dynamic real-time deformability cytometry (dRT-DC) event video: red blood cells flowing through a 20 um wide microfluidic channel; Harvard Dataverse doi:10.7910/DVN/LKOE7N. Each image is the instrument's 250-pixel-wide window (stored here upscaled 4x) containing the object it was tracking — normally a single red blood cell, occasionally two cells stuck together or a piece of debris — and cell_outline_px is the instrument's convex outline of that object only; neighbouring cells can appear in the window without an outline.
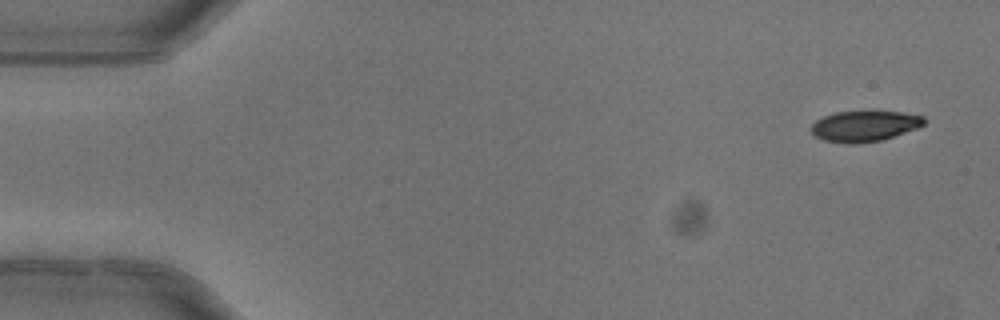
{"species": "common noctule bat (a hibernating species)", "species_latin": "Nyctalus noctula", "temperature_condition": "warm", "stored_images_in_passage": 5, "camera_frame_rate_fps": 3000, "um_per_image_px": 0.085, "animal": {"sex": "female"}, "frame": {"image": 1, "passage_image": 1, "time_ms": 0.0, "image_size_px": [1000, 320], "cell_outline_px": [[924, 124], [916, 128], [880, 140], [856, 144], [848, 144], [824, 140], [816, 136], [812, 132], [812, 124], [816, 120], [824, 116], [836, 112], [872, 108], [904, 112], [924, 116]], "centroid_in_image_um": [73.49, 10.66], "position_along_channel_um": 11.5, "area_um2": 20.81}}
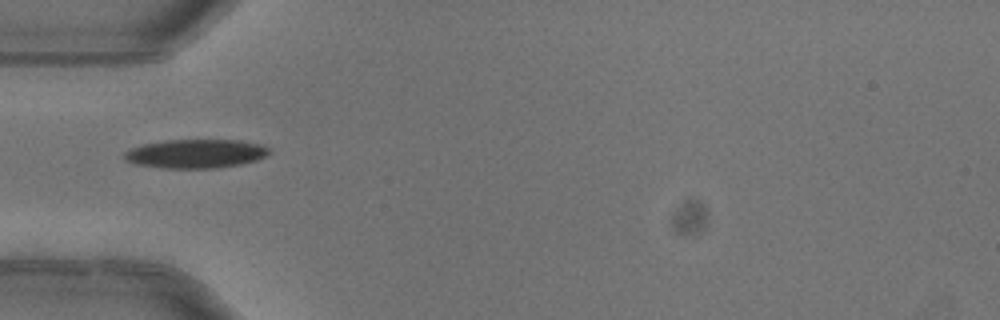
{"frame": {"image": 2, "passage_image": 4, "time_ms": 1.0, "image_size_px": [1000, 320], "cell_outline_px": [[272, 152], [256, 160], [240, 164], [212, 168], [164, 168], [136, 164], [124, 160], [124, 152], [132, 148], [144, 144], [168, 140], [240, 140], [264, 144], [272, 148]], "centroid_in_image_um": [16.69, 13.05], "position_along_channel_um": 68.3, "area_um2": 24.39}}